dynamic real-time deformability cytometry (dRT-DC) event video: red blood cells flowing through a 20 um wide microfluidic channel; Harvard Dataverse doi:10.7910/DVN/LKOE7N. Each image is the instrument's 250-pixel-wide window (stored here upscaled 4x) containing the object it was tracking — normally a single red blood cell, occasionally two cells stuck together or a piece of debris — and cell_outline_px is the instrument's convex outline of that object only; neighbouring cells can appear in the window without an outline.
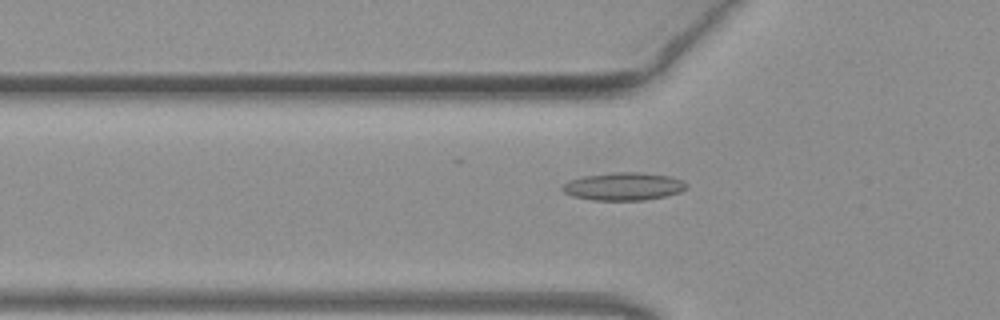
{"species": "common noctule bat (a hibernating species)", "species_latin": "Nyctalus noctula", "temperature_condition": "warm", "stored_images_in_passage": 33, "camera_frame_rate_fps": 3000, "um_per_image_px": 0.085, "animal": {"sex": "female", "body_mass_g": 19.3, "forearm_length_mm": 54.1}, "frame": {"image": 1, "passage_image": 5, "time_ms": 1.333, "image_size_px": [1000, 320], "cell_outline_px": [[688, 188], [680, 192], [664, 196], [644, 200], [592, 200], [572, 196], [564, 192], [560, 188], [568, 180], [584, 176], [612, 172], [640, 172], [668, 176], [680, 180], [688, 184]], "centroid_in_image_um": [52.98, 15.84], "position_along_channel_um": 72.8, "area_um2": 20.11}}
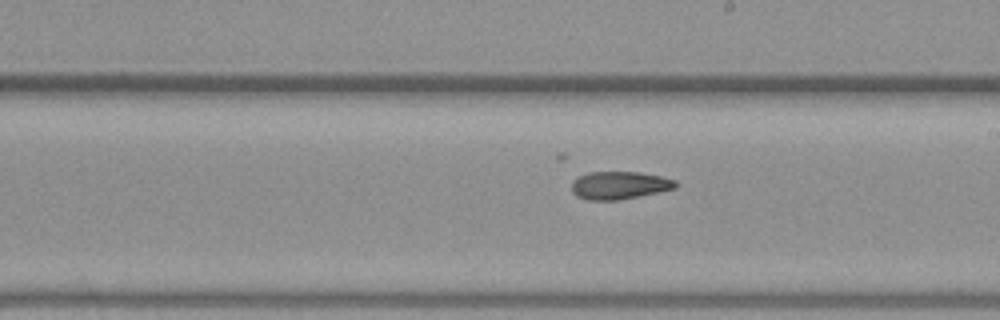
{"frame": {"image": 2, "passage_image": 17, "time_ms": 5.333, "image_size_px": [1000, 320], "cell_outline_px": [[680, 184], [676, 188], [660, 192], [616, 200], [588, 200], [576, 196], [572, 192], [572, 180], [588, 172], [640, 172], [660, 176], [676, 180]], "centroid_in_image_um": [52.67, 15.75], "position_along_channel_um": 236.3, "area_um2": 16.94}}
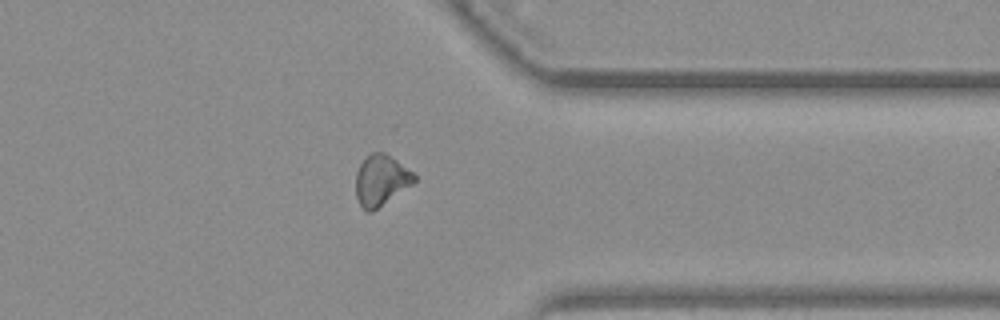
{"frame": {"image": 3, "passage_image": 28, "time_ms": 9.0, "image_size_px": [1000, 320], "cell_outline_px": [[416, 180], [412, 184], [372, 212], [368, 212], [360, 204], [356, 196], [356, 172], [360, 164], [372, 152], [384, 152], [396, 160], [412, 172], [416, 176]], "centroid_in_image_um": [32.37, 15.32], "position_along_channel_um": 379.0, "area_um2": 16.94}, "authors_computed_cell_mechanics": {"area_um2": 17.8024, "velocity_mm_per_s": 4.0736, "shape_relaxation_time_tau1_ms": null, "shape_relaxation_time_tau2_ms": 3.1139, "deformation_change_tau1": null, "deformation_change_tau2": 0.1076}}